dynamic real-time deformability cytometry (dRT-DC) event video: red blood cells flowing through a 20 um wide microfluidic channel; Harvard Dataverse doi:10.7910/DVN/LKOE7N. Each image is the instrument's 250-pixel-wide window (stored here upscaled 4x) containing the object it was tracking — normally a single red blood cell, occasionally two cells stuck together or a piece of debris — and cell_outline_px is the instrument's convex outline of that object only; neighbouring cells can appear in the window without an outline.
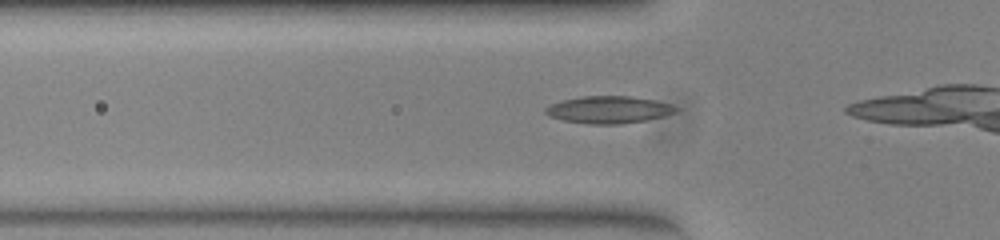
{"species": "common noctule bat (a hibernating species)", "species_latin": "Nyctalus noctula", "temperature_condition": "warm", "stored_images_in_passage": 12, "camera_frame_rate_fps": 3000, "um_per_image_px": 0.085, "animal": {"sex": "female", "body_mass_g": 23.0, "forearm_length_mm": 53.4}, "frame": {"image": 1, "passage_image": 7, "time_ms": 2.0, "image_size_px": [1000, 240], "cell_outline_px": [[676, 112], [664, 116], [648, 120], [620, 124], [588, 124], [564, 120], [552, 116], [544, 112], [544, 108], [552, 104], [564, 100], [584, 96], [632, 96], [652, 100], [668, 104], [676, 108]], "centroid_in_image_um": [51.74, 9.33], "position_along_channel_um": 74.1, "area_um2": 20.35}}
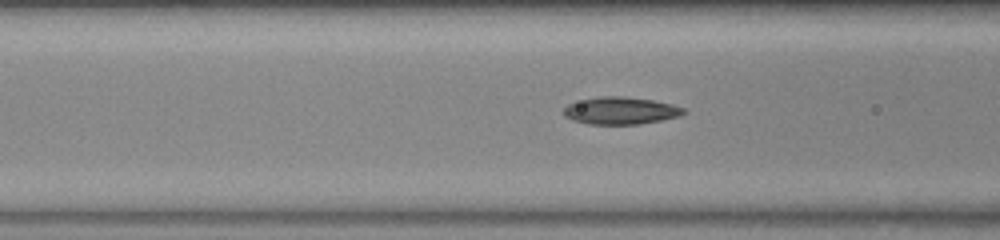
{"frame": {"image": 2, "passage_image": 10, "time_ms": 3.0, "image_size_px": [1000, 240], "cell_outline_px": [[688, 112], [680, 116], [640, 124], [588, 124], [572, 120], [564, 116], [564, 108], [568, 104], [600, 96], [620, 96], [652, 100], [672, 104], [684, 108]], "centroid_in_image_um": [52.77, 9.41], "position_along_channel_um": 113.8, "area_um2": 18.96}}